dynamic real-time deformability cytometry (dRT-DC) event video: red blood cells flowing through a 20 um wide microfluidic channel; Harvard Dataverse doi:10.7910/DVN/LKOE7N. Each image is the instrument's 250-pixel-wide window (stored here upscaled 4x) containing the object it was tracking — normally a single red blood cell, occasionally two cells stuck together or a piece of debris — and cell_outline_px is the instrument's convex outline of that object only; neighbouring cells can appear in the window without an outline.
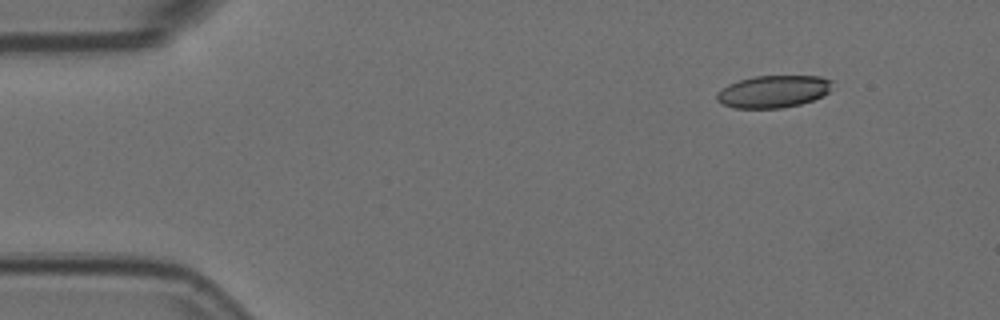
{"species": "Egyptian fruit bat (a non-hibernating species)", "species_latin": "Rousettus aegyptiacus", "temperature_condition": "room temperature", "stored_images_in_passage": 7, "camera_frame_rate_fps": 3000, "um_per_image_px": 0.085, "animal": {"sex": "female"}, "frame": {"image": 1, "passage_image": 1, "time_ms": 0.0, "image_size_px": [1000, 320], "cell_outline_px": [[832, 80], [828, 92], [824, 96], [800, 104], [780, 108], [732, 108], [720, 104], [716, 100], [716, 96], [728, 84], [740, 80], [756, 76], [820, 76]], "centroid_in_image_um": [65.72, 7.79], "position_along_channel_um": 19.3, "area_um2": 21.62}}
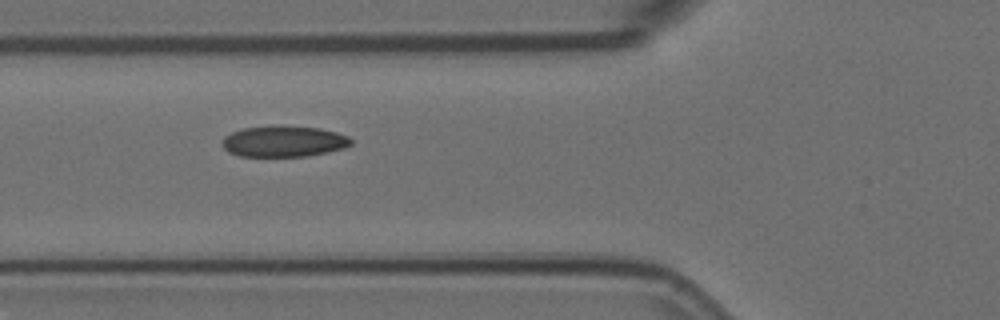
{"frame": {"image": 2, "passage_image": 5, "time_ms": 1.333, "image_size_px": [1000, 320], "cell_outline_px": [[352, 144], [344, 148], [328, 152], [308, 156], [240, 156], [228, 152], [224, 148], [224, 136], [232, 132], [244, 128], [320, 128], [336, 132], [348, 136], [352, 140]], "centroid_in_image_um": [24.16, 12.06], "position_along_channel_um": 101.6, "area_um2": 22.43}}
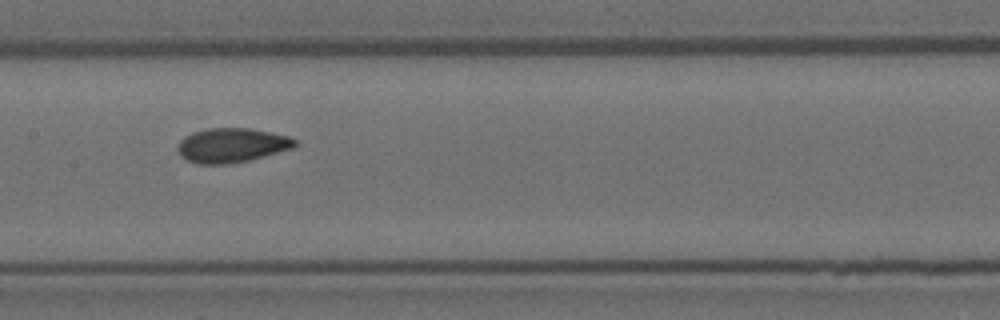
{"frame": {"image": 3, "passage_image": 7, "time_ms": 2.0, "image_size_px": [1000, 320], "cell_outline_px": [[296, 144], [292, 148], [248, 160], [224, 164], [196, 164], [180, 156], [176, 148], [180, 140], [184, 136], [192, 132], [208, 128], [248, 128], [288, 136], [296, 140]], "centroid_in_image_um": [19.63, 12.34], "position_along_channel_um": 187.8, "area_um2": 23.29}}